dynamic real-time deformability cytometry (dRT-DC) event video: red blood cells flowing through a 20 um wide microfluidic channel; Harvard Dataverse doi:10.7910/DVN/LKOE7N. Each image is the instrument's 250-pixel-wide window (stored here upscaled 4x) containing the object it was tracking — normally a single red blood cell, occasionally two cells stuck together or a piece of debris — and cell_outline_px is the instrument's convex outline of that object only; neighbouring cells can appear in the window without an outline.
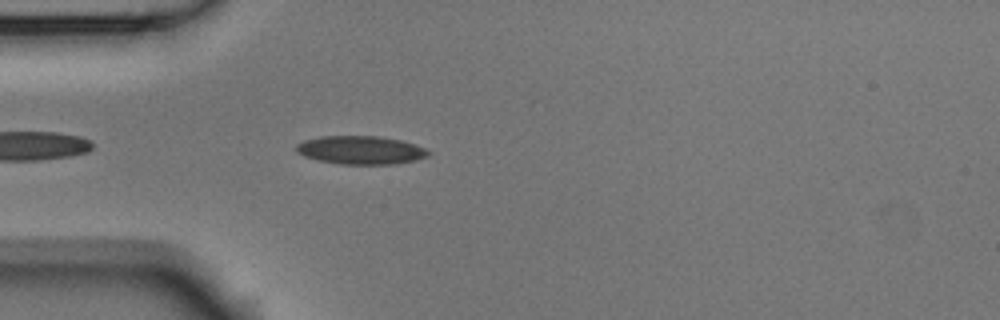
{"species": "Egyptian fruit bat (a non-hibernating species)", "species_latin": "Rousettus aegyptiacus", "temperature_condition": "room temperature", "stored_images_in_passage": 12, "camera_frame_rate_fps": 3000, "um_per_image_px": 0.085, "animal": {"sex": "male"}, "frame": {"image": 1, "passage_image": 4, "time_ms": 1.0, "image_size_px": [1000, 320], "cell_outline_px": [[432, 152], [428, 156], [416, 160], [396, 164], [340, 164], [320, 160], [304, 156], [296, 152], [296, 144], [304, 140], [320, 136], [380, 136], [400, 140], [424, 148]], "centroid_in_image_um": [30.66, 12.75], "position_along_channel_um": 54.3, "area_um2": 21.79}}
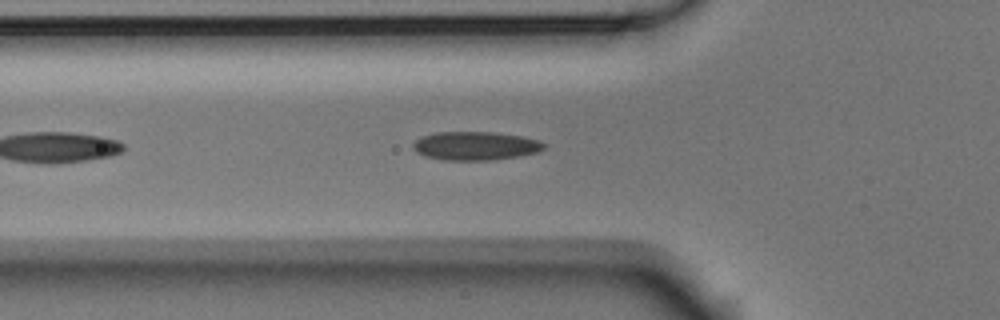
{"frame": {"image": 2, "passage_image": 7, "time_ms": 2.0, "image_size_px": [1000, 320], "cell_outline_px": [[548, 144], [540, 152], [520, 156], [492, 160], [444, 160], [424, 156], [412, 148], [412, 144], [416, 140], [424, 136], [440, 132], [496, 132], [524, 136], [540, 140]], "centroid_in_image_um": [40.49, 12.4], "position_along_channel_um": 85.3, "area_um2": 22.02}}